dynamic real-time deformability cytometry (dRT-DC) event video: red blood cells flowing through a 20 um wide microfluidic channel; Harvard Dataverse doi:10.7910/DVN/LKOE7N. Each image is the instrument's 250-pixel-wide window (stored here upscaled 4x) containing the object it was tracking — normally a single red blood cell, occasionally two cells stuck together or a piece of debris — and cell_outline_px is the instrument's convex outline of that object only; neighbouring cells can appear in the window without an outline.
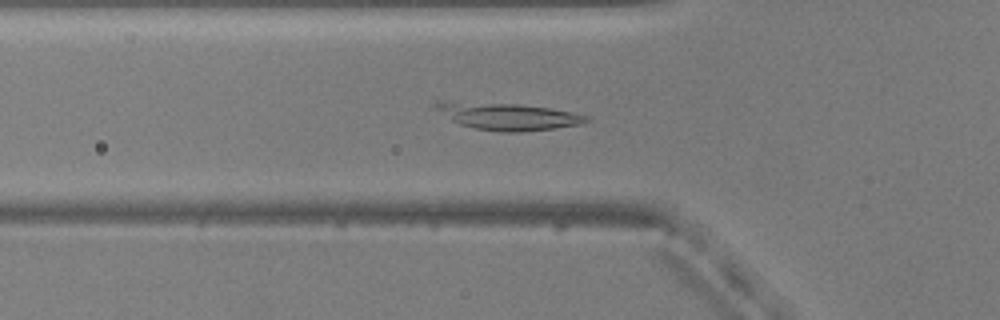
{"species": "common noctule bat (a hibernating species)", "species_latin": "Nyctalus noctula", "temperature_condition": "warm", "stored_images_in_passage": 32, "camera_frame_rate_fps": 3000, "um_per_image_px": 0.085, "animal": {"sex": "male", "body_mass_g": 20.5, "forearm_length_mm": 52.5}, "frame": {"image": 1, "passage_image": 18, "time_ms": 5.667, "image_size_px": [1000, 320], "cell_outline_px": [[592, 120], [580, 124], [552, 128], [520, 132], [504, 132], [476, 128], [460, 124], [452, 120], [432, 108], [432, 104], [436, 100], [452, 100], [516, 104], [548, 108], [572, 112], [588, 116]], "centroid_in_image_um": [43.05, 9.86], "position_along_channel_um": 82.7, "area_um2": 23.93}}
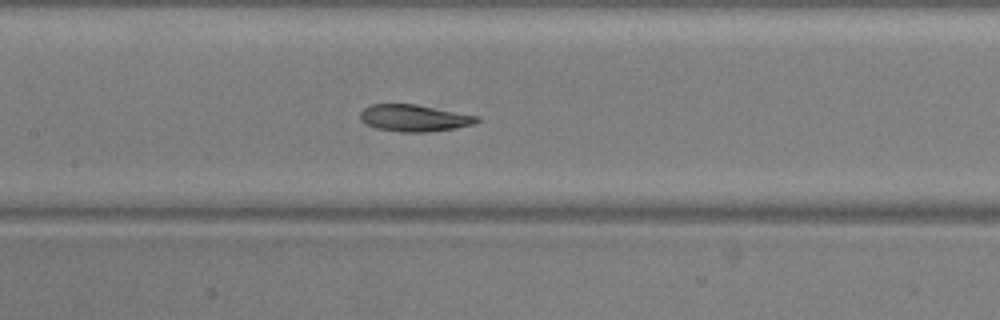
{"frame": {"image": 2, "passage_image": 25, "time_ms": 8.0, "image_size_px": [1000, 320], "cell_outline_px": [[480, 120], [472, 124], [456, 128], [428, 132], [400, 132], [376, 128], [364, 124], [360, 120], [360, 112], [364, 108], [372, 104], [416, 104], [480, 116]], "centroid_in_image_um": [35.19, 10.03], "position_along_channel_um": 172.2, "area_um2": 18.38}}
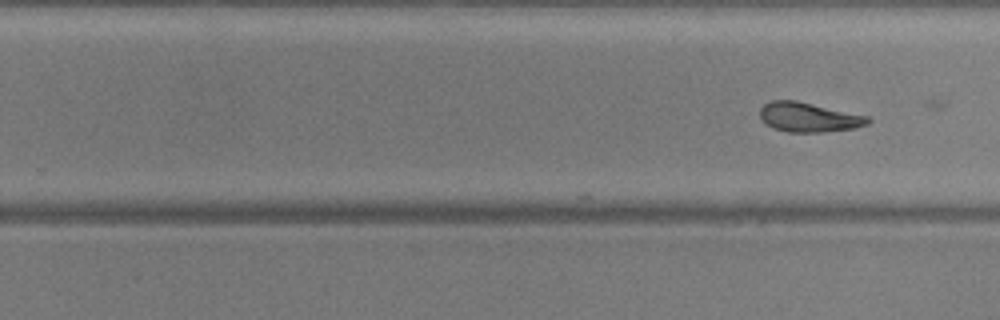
{"frame": {"image": 3, "passage_image": 32, "time_ms": 10.333, "image_size_px": [1000, 320], "cell_outline_px": [[872, 120], [868, 124], [852, 128], [824, 132], [788, 132], [772, 128], [760, 120], [760, 108], [764, 104], [772, 100], [796, 100], [868, 116]], "centroid_in_image_um": [68.71, 9.96], "position_along_channel_um": 261.1, "area_um2": 18.61}}